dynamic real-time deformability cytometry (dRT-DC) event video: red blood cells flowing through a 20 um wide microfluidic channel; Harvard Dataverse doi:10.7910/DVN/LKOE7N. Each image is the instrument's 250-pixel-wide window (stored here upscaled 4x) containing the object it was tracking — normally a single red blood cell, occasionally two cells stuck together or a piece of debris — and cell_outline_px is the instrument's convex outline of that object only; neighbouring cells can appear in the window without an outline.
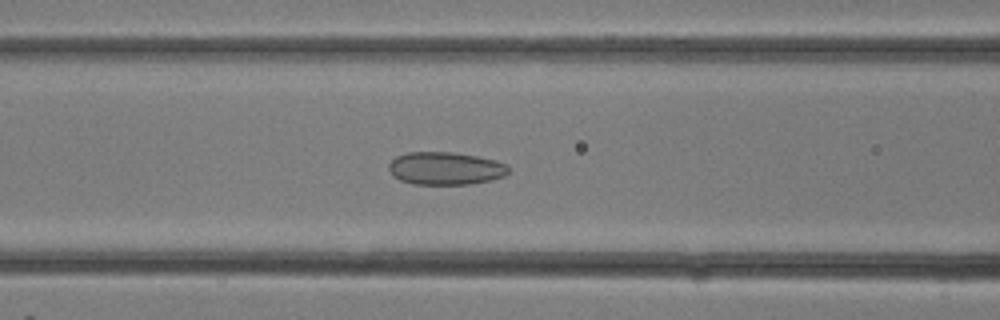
{"species": "common noctule bat (a hibernating species)", "species_latin": "Nyctalus noctula", "temperature_condition": "room temperature", "stored_images_in_passage": 16, "camera_frame_rate_fps": 3000, "um_per_image_px": 0.085, "animal": {"sex": "female"}, "frame": {"image": 1, "passage_image": 12, "time_ms": 3.667, "image_size_px": [1000, 320], "cell_outline_px": [[508, 172], [504, 176], [492, 180], [468, 184], [412, 184], [400, 180], [392, 176], [388, 168], [388, 164], [396, 156], [408, 152], [452, 152], [476, 156], [496, 160], [508, 164]], "centroid_in_image_um": [37.85, 14.31], "position_along_channel_um": 128.8, "area_um2": 23.0}}
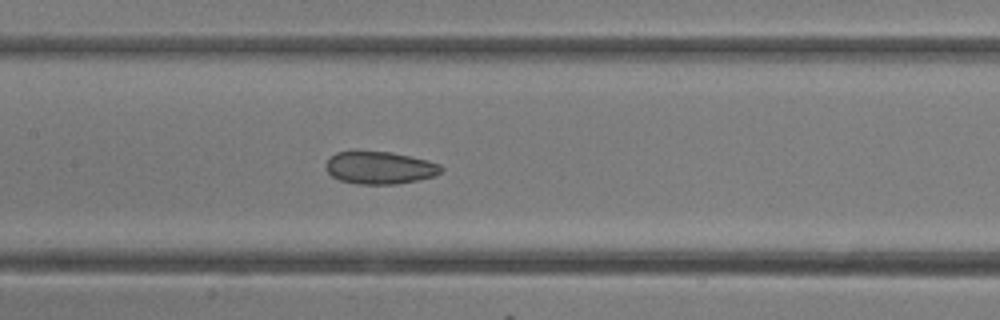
{"frame": {"image": 2, "passage_image": 14, "time_ms": 4.333, "image_size_px": [1000, 320], "cell_outline_px": [[444, 168], [436, 176], [396, 184], [356, 184], [340, 180], [332, 176], [328, 172], [324, 164], [336, 152], [392, 152], [428, 160], [440, 164]], "centroid_in_image_um": [32.3, 14.27], "position_along_channel_um": 175.1, "area_um2": 21.73}}
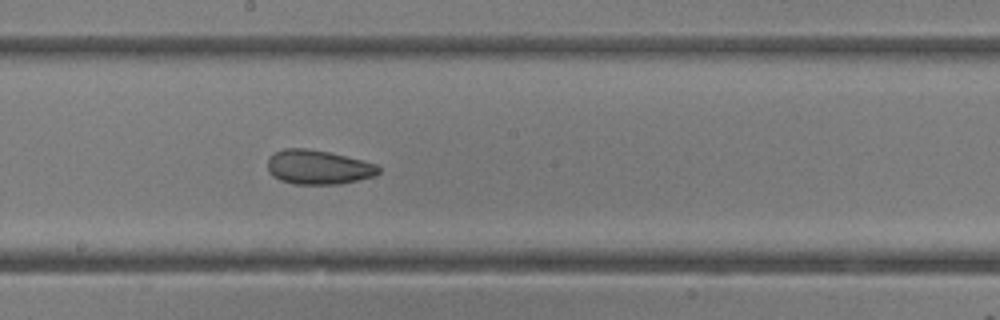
{"frame": {"image": 3, "passage_image": 16, "time_ms": 5.0, "image_size_px": [1000, 320], "cell_outline_px": [[380, 172], [372, 176], [340, 184], [296, 184], [280, 180], [272, 176], [268, 172], [268, 156], [284, 148], [304, 148], [328, 152], [364, 160], [376, 164], [380, 168]], "centroid_in_image_um": [27.02, 14.21], "position_along_channel_um": 221.2, "area_um2": 22.14}}